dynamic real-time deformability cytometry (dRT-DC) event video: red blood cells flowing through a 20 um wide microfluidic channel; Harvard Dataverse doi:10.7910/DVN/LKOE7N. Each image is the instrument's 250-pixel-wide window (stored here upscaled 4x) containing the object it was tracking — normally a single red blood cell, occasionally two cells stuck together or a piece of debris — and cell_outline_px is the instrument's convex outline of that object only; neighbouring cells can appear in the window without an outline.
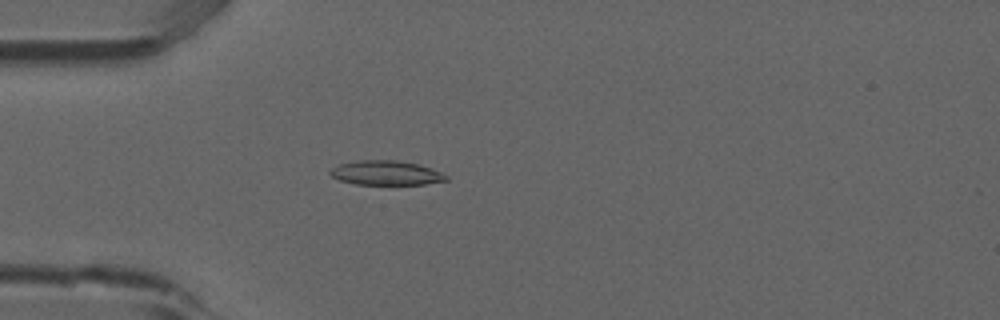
{"species": "common noctule bat (a hibernating species)", "species_latin": "Nyctalus noctula", "temperature_condition": "room temperature", "stored_images_in_passage": 53, "camera_frame_rate_fps": 3000, "um_per_image_px": 0.085, "animal": {"sex": "male", "forearm_length_mm": 52.5}, "frame": {"image": 1, "passage_image": 15, "time_ms": 4.667, "image_size_px": [1000, 320], "cell_outline_px": [[448, 180], [424, 184], [356, 184], [340, 180], [332, 176], [328, 172], [332, 168], [340, 164], [356, 160], [396, 160], [420, 164], [432, 168], [448, 176]], "centroid_in_image_um": [32.82, 14.69], "position_along_channel_um": 52.2, "area_um2": 16.47}}
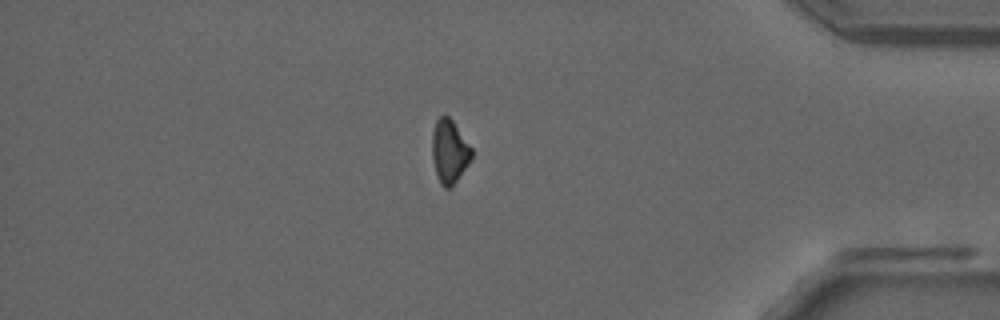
{"frame": {"image": 2, "passage_image": 45, "time_ms": 14.667, "image_size_px": [1000, 320], "cell_outline_px": [[472, 160], [456, 180], [448, 188], [444, 188], [440, 184], [436, 172], [432, 156], [432, 132], [436, 120], [440, 116], [448, 116], [452, 120], [472, 148]], "centroid_in_image_um": [38.2, 12.86], "position_along_channel_um": 397.0, "area_um2": 14.45}}
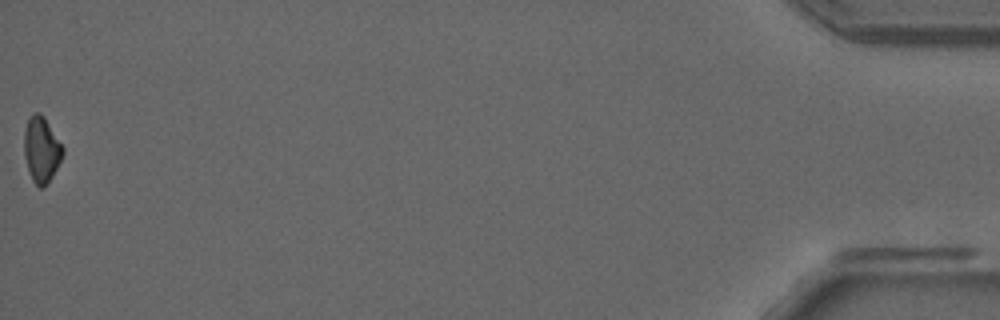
{"frame": {"image": 3, "passage_image": 53, "time_ms": 17.333, "image_size_px": [1000, 320], "cell_outline_px": [[64, 152], [52, 176], [44, 188], [40, 188], [32, 180], [28, 172], [24, 156], [24, 132], [28, 120], [32, 112], [40, 112], [44, 116], [64, 148]], "centroid_in_image_um": [3.51, 12.71], "position_along_channel_um": 431.7, "area_um2": 14.8}}